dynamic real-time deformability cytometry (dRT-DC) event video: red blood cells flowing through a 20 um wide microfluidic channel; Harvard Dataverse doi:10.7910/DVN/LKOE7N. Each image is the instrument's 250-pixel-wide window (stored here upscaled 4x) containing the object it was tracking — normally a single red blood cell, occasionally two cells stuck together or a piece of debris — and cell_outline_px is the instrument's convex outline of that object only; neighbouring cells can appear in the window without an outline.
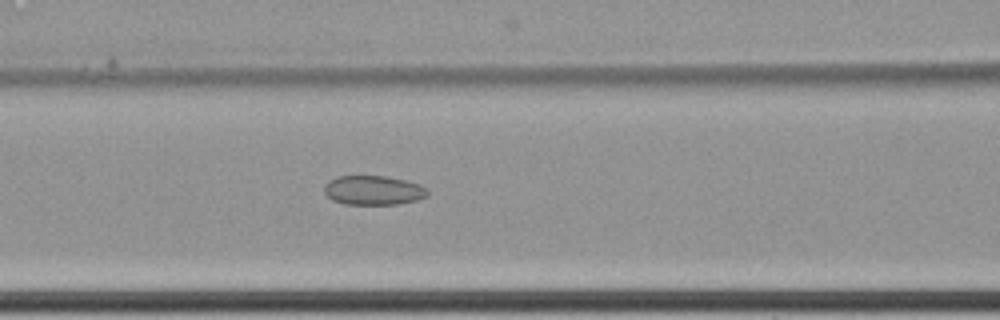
{"species": "common noctule bat (a hibernating species)", "species_latin": "Nyctalus noctula", "temperature_condition": "cold", "stored_images_in_passage": 8, "camera_frame_rate_fps": 3000, "um_per_image_px": 0.085, "animal": {"sex": "female", "body_mass_g": 22.7, "forearm_length_mm": 54.2}, "frame": {"image": 1, "passage_image": 8, "time_ms": 2.333, "image_size_px": [1000, 320], "cell_outline_px": [[428, 196], [416, 200], [396, 204], [344, 204], [332, 200], [324, 192], [324, 184], [328, 180], [336, 176], [388, 176], [420, 184], [428, 188]], "centroid_in_image_um": [31.72, 16.16], "position_along_channel_um": 134.9, "area_um2": 17.8}}